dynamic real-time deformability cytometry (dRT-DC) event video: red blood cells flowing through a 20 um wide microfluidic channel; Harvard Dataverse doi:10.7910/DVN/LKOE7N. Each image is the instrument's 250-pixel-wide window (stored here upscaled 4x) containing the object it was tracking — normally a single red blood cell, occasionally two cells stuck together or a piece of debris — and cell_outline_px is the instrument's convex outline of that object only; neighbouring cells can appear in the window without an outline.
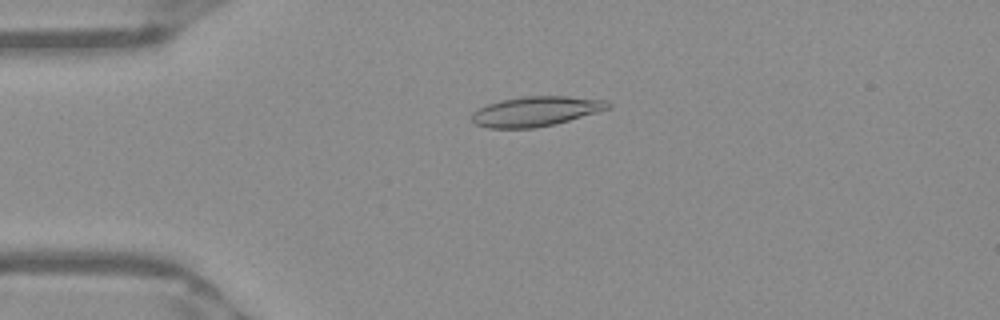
{"species": "Egyptian fruit bat (a non-hibernating species)", "species_latin": "Rousettus aegyptiacus", "temperature_condition": "warm", "stored_images_in_passage": 45, "camera_frame_rate_fps": 3000, "um_per_image_px": 0.085, "frame": {"image": 1, "passage_image": 6, "time_ms": 1.667, "image_size_px": [1000, 320], "cell_outline_px": [[612, 104], [608, 108], [556, 124], [532, 128], [488, 128], [476, 124], [472, 120], [472, 112], [488, 104], [504, 100], [524, 96], [564, 96], [604, 100]], "centroid_in_image_um": [45.52, 9.47], "position_along_channel_um": 39.5, "area_um2": 23.24}}
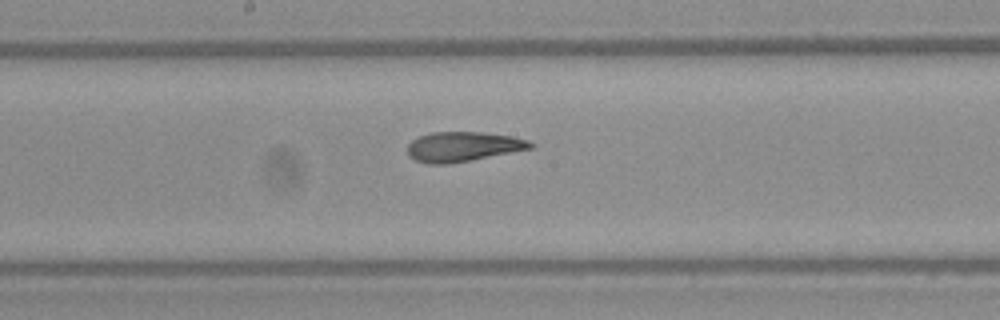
{"frame": {"image": 2, "passage_image": 21, "time_ms": 6.667, "image_size_px": [1000, 320], "cell_outline_px": [[536, 144], [532, 148], [448, 164], [428, 164], [416, 160], [408, 156], [408, 144], [412, 140], [420, 136], [432, 132], [480, 132], [512, 136], [528, 140]], "centroid_in_image_um": [39.34, 12.46], "position_along_channel_um": 208.9, "area_um2": 21.15}}
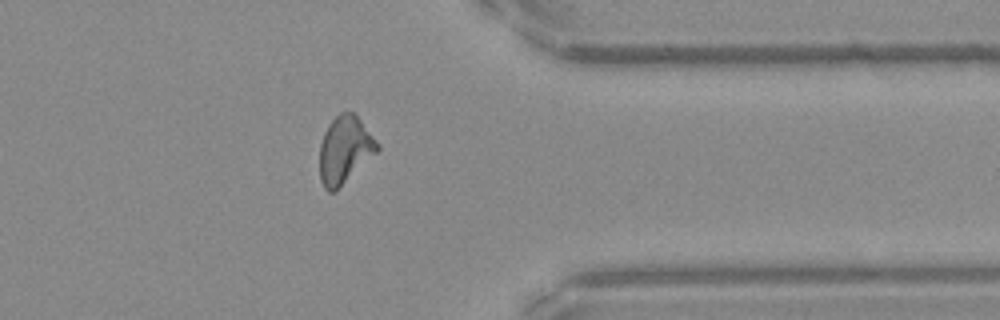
{"frame": {"image": 3, "passage_image": 35, "time_ms": 11.333, "image_size_px": [1000, 320], "cell_outline_px": [[380, 148], [336, 192], [328, 192], [324, 188], [320, 180], [320, 144], [324, 132], [328, 124], [340, 112], [356, 112], [380, 144]], "centroid_in_image_um": [29.31, 12.72], "position_along_channel_um": 382.1, "area_um2": 22.89}, "authors_computed_cell_mechanics": {"area_um2": 22.1374, "velocity_mm_per_s": 3.939, "shape_relaxation_time_tau1_ms": null, "shape_relaxation_time_tau2_ms": 2.567, "deformation_change_tau1": null, "deformation_change_tau2": 0.0715}}